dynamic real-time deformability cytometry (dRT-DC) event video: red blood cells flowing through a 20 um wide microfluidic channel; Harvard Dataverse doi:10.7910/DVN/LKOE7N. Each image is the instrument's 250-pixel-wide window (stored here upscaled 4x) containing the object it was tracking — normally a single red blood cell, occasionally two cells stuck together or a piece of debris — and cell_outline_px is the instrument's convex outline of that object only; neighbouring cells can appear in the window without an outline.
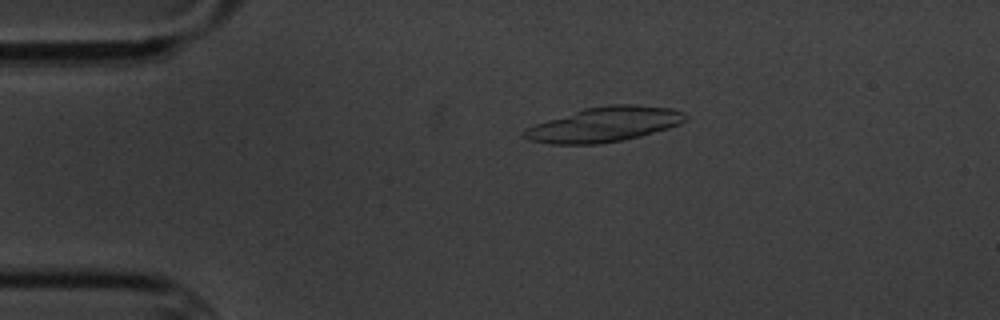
{"species": "common noctule bat (a hibernating species)", "species_latin": "Nyctalus noctula", "temperature_condition": "cold", "stored_images_in_passage": 2, "camera_frame_rate_fps": 3000, "um_per_image_px": 0.085, "animal": {"sex": "male", "body_mass_g": 20.1, "forearm_length_mm": 53.5}, "frame": {"image": 1, "passage_image": 1, "time_ms": 0.0, "image_size_px": [1000, 320], "cell_outline_px": [[688, 120], [680, 124], [668, 128], [640, 136], [624, 140], [596, 144], [552, 144], [528, 140], [520, 136], [520, 132], [524, 128], [584, 108], [608, 104], [636, 104], [672, 108], [684, 112], [688, 116]], "centroid_in_image_um": [51.37, 10.57], "position_along_channel_um": 33.6, "area_um2": 33.0}}